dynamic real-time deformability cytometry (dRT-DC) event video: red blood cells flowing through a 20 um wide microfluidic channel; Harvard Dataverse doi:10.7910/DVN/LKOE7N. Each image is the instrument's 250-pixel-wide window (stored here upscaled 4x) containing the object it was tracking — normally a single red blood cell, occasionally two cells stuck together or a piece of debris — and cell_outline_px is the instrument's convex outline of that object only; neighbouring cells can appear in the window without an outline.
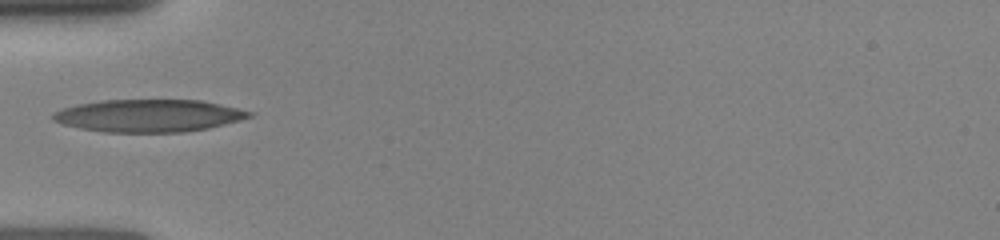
{"species": "human", "species_latin": "Homo sapiens", "temperature_condition": "room temperature", "stored_images_in_passage": 32, "camera_frame_rate_fps": 3000, "um_per_image_px": 0.085, "donor": {"sex": "female"}, "frame": {"image": 1, "passage_image": 1, "time_ms": 0.0, "image_size_px": [1000, 240], "cell_outline_px": [[256, 112], [252, 116], [240, 120], [208, 128], [184, 132], [104, 132], [80, 128], [64, 124], [52, 120], [52, 116], [56, 112], [64, 108], [76, 104], [100, 100], [200, 100], [220, 104]], "centroid_in_image_um": [12.67, 9.83], "position_along_channel_um": 72.3, "area_um2": 37.11}}
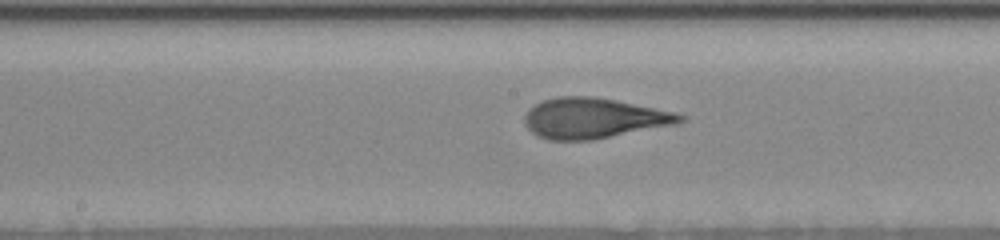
{"frame": {"image": 2, "passage_image": 14, "time_ms": 3.0, "image_size_px": [1000, 240], "cell_outline_px": [[684, 120], [680, 124], [592, 140], [548, 140], [536, 136], [524, 124], [524, 116], [528, 108], [540, 100], [556, 96], [596, 96], [676, 112], [684, 116]], "centroid_in_image_um": [50.44, 10.04], "position_along_channel_um": 197.8, "area_um2": 37.17}}
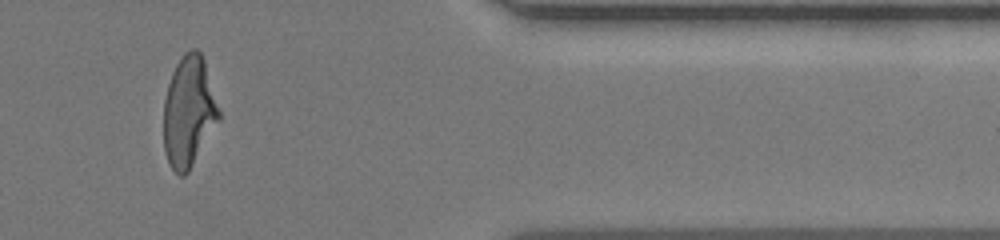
{"frame": {"image": 3, "passage_image": 29, "time_ms": 8.333, "image_size_px": [1000, 240], "cell_outline_px": [[220, 120], [188, 172], [184, 176], [180, 176], [172, 168], [164, 152], [164, 100], [168, 84], [172, 72], [176, 64], [184, 52], [192, 48], [196, 48], [200, 52], [204, 60], [220, 112]], "centroid_in_image_um": [16.04, 9.49], "position_along_channel_um": 395.4, "area_um2": 35.55}}